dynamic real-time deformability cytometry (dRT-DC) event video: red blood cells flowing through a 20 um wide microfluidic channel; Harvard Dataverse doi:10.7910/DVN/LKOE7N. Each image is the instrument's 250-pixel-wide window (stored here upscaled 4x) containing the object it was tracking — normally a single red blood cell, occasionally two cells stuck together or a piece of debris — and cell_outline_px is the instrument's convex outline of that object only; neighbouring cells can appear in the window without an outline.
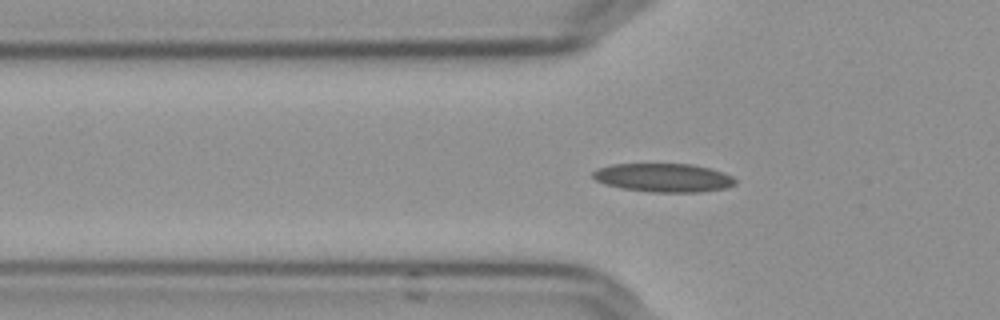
{"species": "Egyptian fruit bat (a non-hibernating species)", "species_latin": "Rousettus aegyptiacus", "temperature_condition": "cold", "stored_images_in_passage": 40, "camera_frame_rate_fps": 3000, "um_per_image_px": 0.085, "frame": {"image": 1, "passage_image": 2, "time_ms": 0.333, "image_size_px": [1000, 320], "cell_outline_px": [[736, 184], [728, 188], [700, 192], [652, 192], [620, 188], [604, 184], [596, 180], [592, 176], [592, 172], [596, 168], [612, 164], [692, 164], [708, 168], [732, 176], [736, 180]], "centroid_in_image_um": [56.37, 15.11], "position_along_channel_um": 69.4, "area_um2": 23.81}}
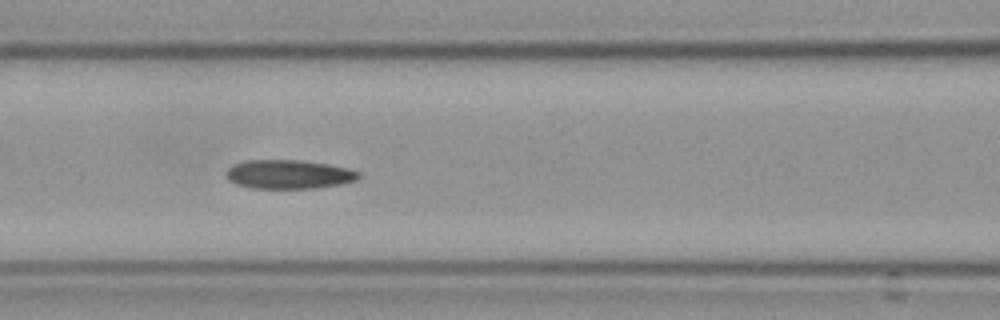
{"frame": {"image": 2, "passage_image": 8, "time_ms": 2.333, "image_size_px": [1000, 320], "cell_outline_px": [[360, 176], [356, 180], [340, 184], [312, 188], [252, 188], [236, 184], [228, 180], [228, 168], [232, 164], [244, 160], [300, 160], [328, 164], [348, 168], [360, 172]], "centroid_in_image_um": [24.54, 14.81], "position_along_channel_um": 142.1, "area_um2": 22.25}}
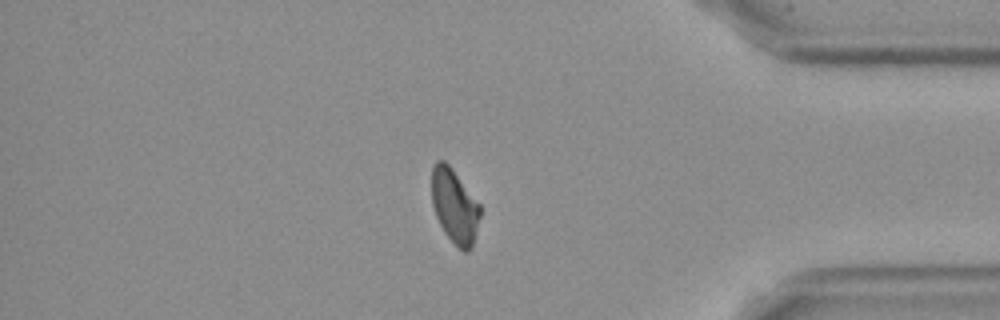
{"frame": {"image": 3, "passage_image": 31, "time_ms": 10.0, "image_size_px": [1000, 320], "cell_outline_px": [[480, 216], [472, 244], [468, 252], [464, 252], [444, 232], [436, 216], [432, 204], [432, 168], [436, 160], [444, 160], [452, 168], [480, 204]], "centroid_in_image_um": [38.63, 17.48], "position_along_channel_um": 396.6, "area_um2": 20.63}, "authors_computed_cell_mechanics": {"area_um2": 22.253, "velocity_mm_per_s": 3.6337, "shape_relaxation_time_tau1_ms": null, "shape_relaxation_time_tau2_ms": 3.5379, "deformation_change_tau1": null, "deformation_change_tau2": 0.1014}}